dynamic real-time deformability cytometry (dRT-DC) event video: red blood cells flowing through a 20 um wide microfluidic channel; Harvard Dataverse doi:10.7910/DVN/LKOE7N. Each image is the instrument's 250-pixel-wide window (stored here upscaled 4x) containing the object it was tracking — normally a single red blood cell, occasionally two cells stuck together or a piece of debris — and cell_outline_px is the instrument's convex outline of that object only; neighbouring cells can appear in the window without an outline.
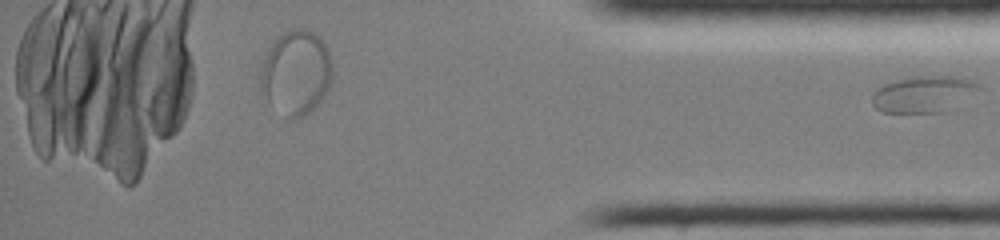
{"species": "common noctule bat (a hibernating species)", "species_latin": "Nyctalus noctula", "temperature_condition": "room temperature", "stored_images_in_passage": 23, "segment_of_instrument_passage": [2, 2], "camera_frame_rate_fps": 3000, "um_per_image_px": 0.085, "animal": {"sex": "female", "body_mass_g": 19.0, "forearm_length_mm": 51.5}, "frame": {"image": 1, "passage_image": 23, "time_ms": 9.667, "image_size_px": [1000, 240], "cell_outline_px": [[980, 88], [948, 112], [880, 112], [872, 104], [872, 92], [876, 88], [884, 84], [908, 76], [952, 76], [976, 80]], "centroid_in_image_um": [78.47, 7.99], "position_along_channel_um": 356.7, "area_um2": 22.83}}